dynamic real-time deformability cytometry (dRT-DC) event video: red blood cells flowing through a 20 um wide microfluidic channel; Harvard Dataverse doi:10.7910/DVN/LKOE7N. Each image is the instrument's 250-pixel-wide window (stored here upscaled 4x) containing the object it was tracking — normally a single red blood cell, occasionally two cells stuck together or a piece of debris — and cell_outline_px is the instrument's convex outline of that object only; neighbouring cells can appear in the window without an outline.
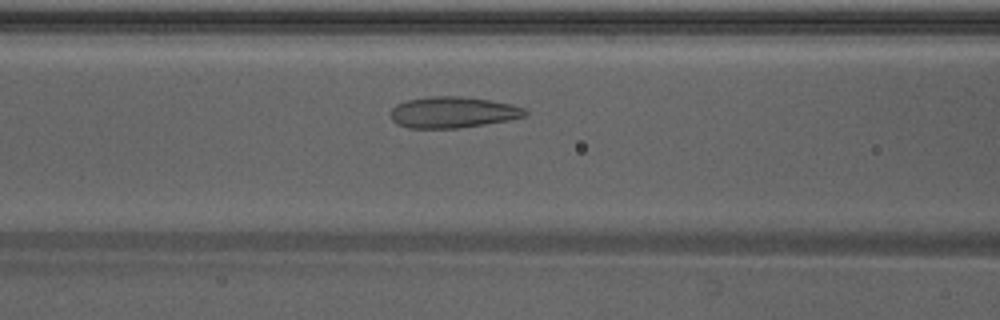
{"species": "Egyptian fruit bat (a non-hibernating species)", "species_latin": "Rousettus aegyptiacus", "temperature_condition": "warm", "stored_images_in_passage": 42, "camera_frame_rate_fps": 3000, "um_per_image_px": 0.085, "animal": {"sex": "male"}, "frame": {"image": 1, "passage_image": 13, "time_ms": 4.0, "image_size_px": [1000, 320], "cell_outline_px": [[528, 116], [508, 120], [460, 128], [408, 128], [396, 124], [392, 120], [392, 108], [396, 104], [408, 100], [428, 96], [460, 96], [488, 100], [512, 104], [524, 108], [528, 112]], "centroid_in_image_um": [38.5, 9.55], "position_along_channel_um": 128.1, "area_um2": 24.45}}
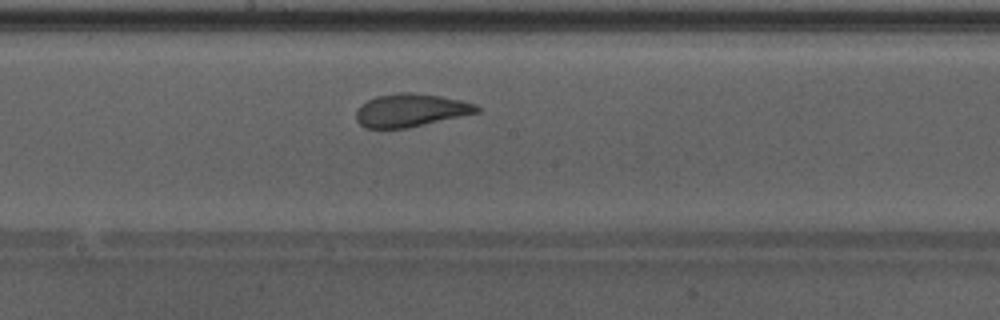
{"frame": {"image": 2, "passage_image": 19, "time_ms": 6.0, "image_size_px": [1000, 320], "cell_outline_px": [[480, 112], [408, 128], [364, 128], [356, 120], [356, 112], [360, 104], [376, 96], [400, 92], [408, 92], [440, 96], [460, 100], [476, 104], [480, 108]], "centroid_in_image_um": [34.89, 9.37], "position_along_channel_um": 213.3, "area_um2": 23.24}}